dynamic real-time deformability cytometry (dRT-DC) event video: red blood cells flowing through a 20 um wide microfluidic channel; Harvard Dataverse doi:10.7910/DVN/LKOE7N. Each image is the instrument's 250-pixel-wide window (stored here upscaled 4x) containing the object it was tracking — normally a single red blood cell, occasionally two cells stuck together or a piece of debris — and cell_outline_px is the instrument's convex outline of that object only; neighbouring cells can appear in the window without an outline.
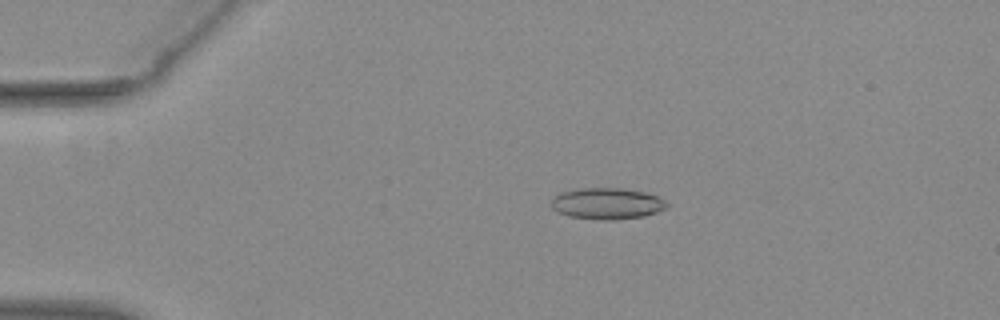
{"species": "common noctule bat (a hibernating species)", "species_latin": "Nyctalus noctula", "temperature_condition": "warm", "stored_images_in_passage": 45, "camera_frame_rate_fps": 3000, "um_per_image_px": 0.085, "animal": {"sex": "female", "body_mass_g": 29.2, "forearm_length_mm": 56.3}, "frame": {"image": 1, "passage_image": 12, "time_ms": 3.667, "image_size_px": [1000, 320], "cell_outline_px": [[668, 208], [644, 216], [612, 220], [604, 220], [568, 216], [552, 208], [552, 200], [556, 196], [564, 192], [584, 188], [620, 188], [644, 192], [656, 196], [664, 200], [668, 204]], "centroid_in_image_um": [51.64, 17.31], "position_along_channel_um": 33.4, "area_um2": 20.75}}
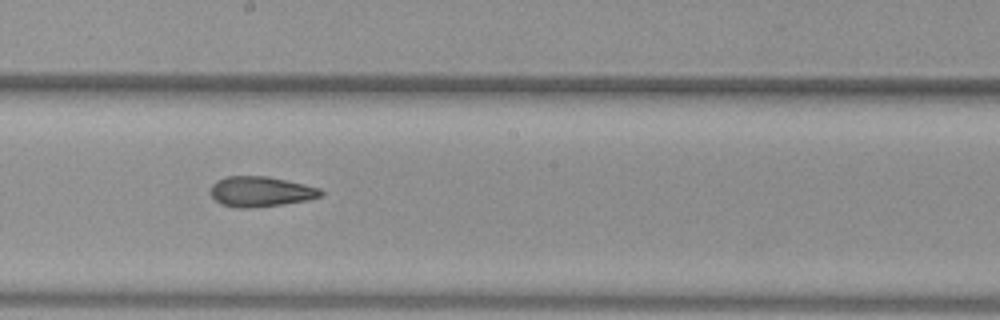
{"frame": {"image": 2, "passage_image": 31, "time_ms": 10.0, "image_size_px": [1000, 320], "cell_outline_px": [[324, 192], [320, 196], [308, 200], [284, 204], [252, 208], [236, 208], [220, 204], [212, 196], [212, 184], [216, 180], [224, 176], [268, 176], [304, 184], [320, 188]], "centroid_in_image_um": [22.15, 16.29], "position_along_channel_um": 226.0, "area_um2": 19.54}}
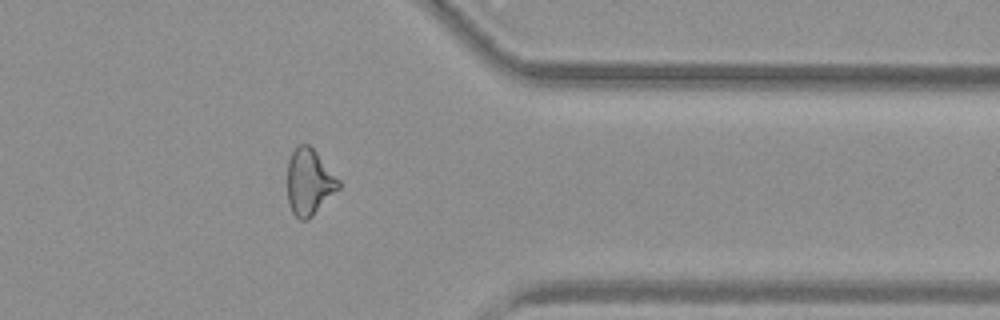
{"frame": {"image": 3, "passage_image": 44, "time_ms": 14.333, "image_size_px": [1000, 320], "cell_outline_px": [[340, 188], [308, 220], [300, 220], [292, 212], [288, 204], [288, 160], [292, 152], [300, 144], [308, 144], [316, 152], [340, 180]], "centroid_in_image_um": [26.28, 15.49], "position_along_channel_um": 385.1, "area_um2": 19.65}}